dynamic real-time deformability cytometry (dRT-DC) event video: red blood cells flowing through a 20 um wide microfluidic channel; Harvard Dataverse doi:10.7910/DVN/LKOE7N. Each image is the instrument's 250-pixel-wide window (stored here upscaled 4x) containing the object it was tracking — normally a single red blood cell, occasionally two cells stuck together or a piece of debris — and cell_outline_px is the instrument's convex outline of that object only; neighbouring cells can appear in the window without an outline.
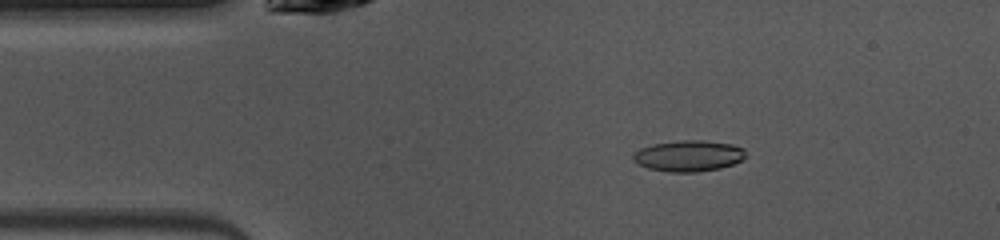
{"species": "common noctule bat (a hibernating species)", "species_latin": "Nyctalus noctula", "temperature_condition": "warm", "stored_images_in_passage": 47, "camera_frame_rate_fps": 3000, "um_per_image_px": 0.085, "animal": {"sex": "female", "body_mass_g": 10.0, "forearm_length_mm": 53.1}, "frame": {"image": 1, "passage_image": 7, "time_ms": 2.0, "image_size_px": [1000, 240], "cell_outline_px": [[744, 156], [740, 160], [732, 164], [720, 168], [696, 172], [668, 172], [648, 168], [632, 160], [632, 152], [640, 148], [652, 144], [680, 140], [704, 140], [732, 144], [744, 148]], "centroid_in_image_um": [58.48, 13.24], "position_along_channel_um": 26.5, "area_um2": 20.4}}
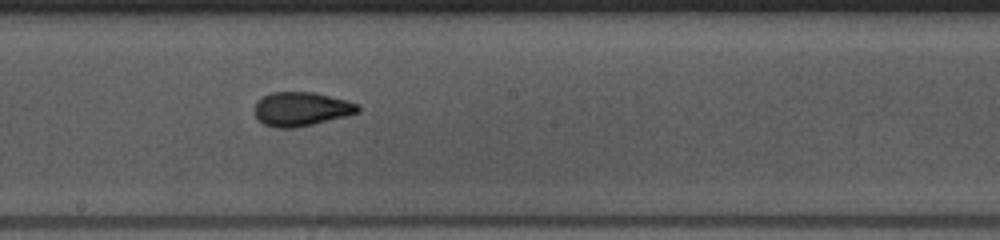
{"frame": {"image": 2, "passage_image": 24, "time_ms": 7.667, "image_size_px": [1000, 240], "cell_outline_px": [[360, 112], [296, 128], [276, 128], [264, 124], [256, 120], [256, 100], [272, 92], [312, 92], [348, 100], [356, 104], [360, 108]], "centroid_in_image_um": [25.58, 9.27], "position_along_channel_um": 222.6, "area_um2": 20.35}}
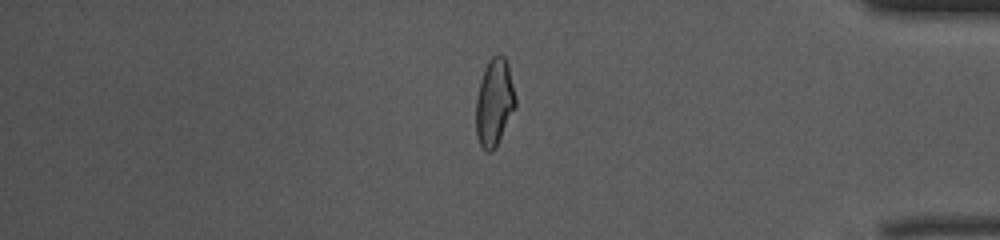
{"frame": {"image": 3, "passage_image": 39, "time_ms": 12.667, "image_size_px": [1000, 240], "cell_outline_px": [[516, 108], [496, 148], [492, 152], [488, 152], [480, 144], [476, 136], [476, 100], [480, 80], [484, 68], [488, 60], [496, 52], [504, 56], [508, 64], [516, 100]], "centroid_in_image_um": [42.02, 8.7], "position_along_channel_um": 393.2, "area_um2": 20.4}, "authors_computed_cell_mechanics": {"area_um2": 20.23, "velocity_mm_per_s": 4.0765, "shape_relaxation_time_tau1_ms": 4.119, "shape_relaxation_time_tau2_ms": 1.2012, "deformation_change_tau1": 0.1665, "deformation_change_tau2": 0.0754}}